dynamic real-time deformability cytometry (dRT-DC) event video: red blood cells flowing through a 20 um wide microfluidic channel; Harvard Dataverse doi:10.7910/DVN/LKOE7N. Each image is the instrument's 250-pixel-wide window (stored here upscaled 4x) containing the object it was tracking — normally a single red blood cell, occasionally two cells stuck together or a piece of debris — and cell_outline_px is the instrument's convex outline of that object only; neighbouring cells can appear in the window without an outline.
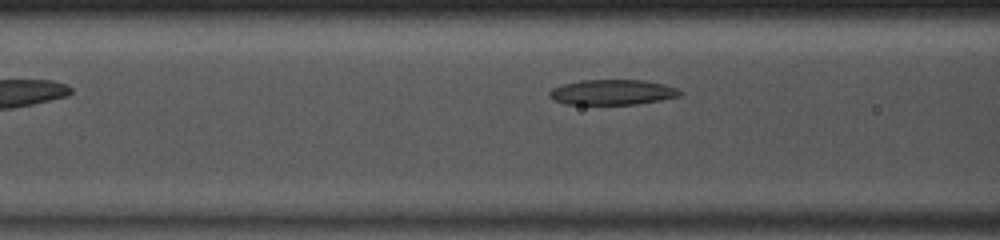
{"species": "common noctule bat (a hibernating species)", "species_latin": "Nyctalus noctula", "temperature_condition": "room temperature", "stored_images_in_passage": 34, "camera_frame_rate_fps": 3000, "um_per_image_px": 0.085, "animal": {"sex": "male", "body_mass_g": 13.0, "forearm_length_mm": 53.1}, "frame": {"image": 1, "passage_image": 6, "time_ms": 1.667, "image_size_px": [1000, 240], "cell_outline_px": [[684, 92], [680, 96], [660, 100], [636, 104], [564, 104], [548, 96], [548, 92], [552, 88], [564, 84], [580, 80], [644, 80], [664, 84], [676, 88]], "centroid_in_image_um": [52.06, 7.83], "position_along_channel_um": 114.5, "area_um2": 19.19}}
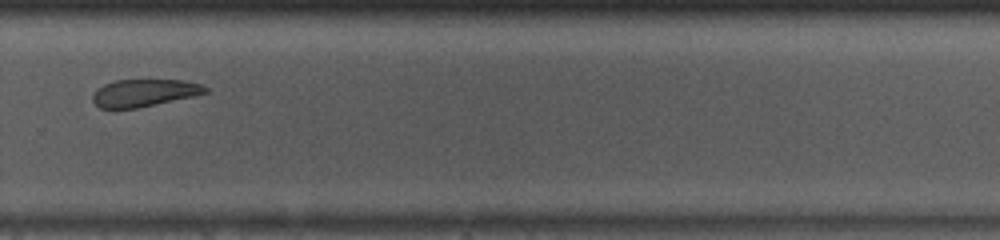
{"frame": {"image": 2, "passage_image": 21, "time_ms": 6.667, "image_size_px": [1000, 240], "cell_outline_px": [[208, 92], [192, 96], [136, 108], [100, 108], [92, 100], [92, 96], [104, 84], [116, 80], [184, 80], [204, 84], [208, 88]], "centroid_in_image_um": [12.29, 7.88], "position_along_channel_um": 317.5, "area_um2": 17.69}}
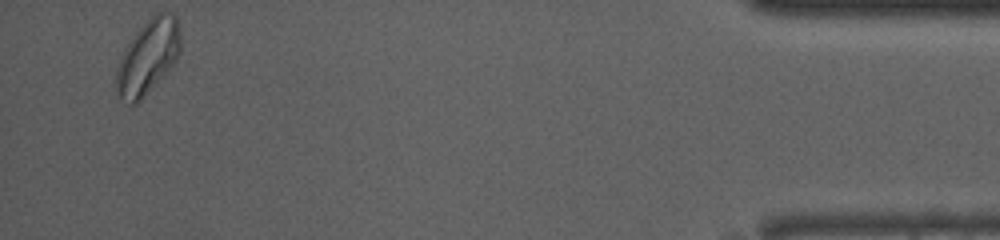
{"frame": {"image": 3, "passage_image": 34, "time_ms": 11.0, "image_size_px": [1000, 240], "cell_outline_px": [[180, 52], [176, 60], [168, 72], [136, 104], [128, 104], [120, 96], [116, 88], [116, 68], [120, 56], [124, 48], [136, 32], [156, 12], [176, 12], [180, 28]], "centroid_in_image_um": [12.6, 4.81], "position_along_channel_um": 422.6, "area_um2": 27.98}, "authors_computed_cell_mechanics": {"area_um2": 19.1896, "velocity_mm_per_s": 4.0592, "shape_relaxation_time_tau1_ms": null, "shape_relaxation_time_tau2_ms": 1.9788, "deformation_change_tau1": null, "deformation_change_tau2": 0.1038}}